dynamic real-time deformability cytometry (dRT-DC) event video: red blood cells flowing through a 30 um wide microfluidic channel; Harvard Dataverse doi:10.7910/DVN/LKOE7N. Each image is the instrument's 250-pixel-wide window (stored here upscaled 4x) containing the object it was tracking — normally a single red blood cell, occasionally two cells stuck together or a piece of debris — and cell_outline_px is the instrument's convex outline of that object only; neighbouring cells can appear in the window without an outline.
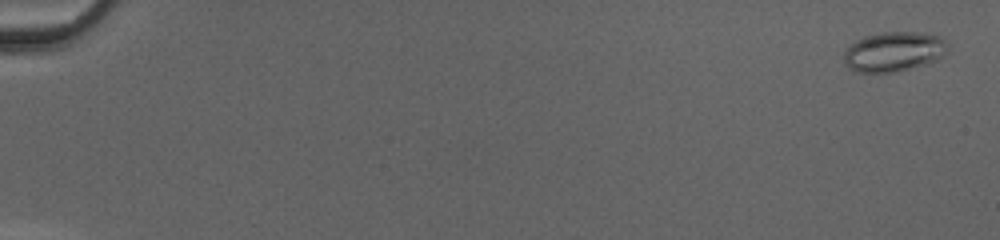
{"species": "common noctule bat (a hibernating species)", "species_latin": "Nyctalus noctula", "temperature_condition": "cold", "stored_images_in_passage": 51, "camera_frame_rate_fps": 3000, "um_per_image_px": 0.085, "animal": {"sex": "female", "body_mass_g": 20.0, "forearm_length_mm": 54.0}, "frame": {"image": 1, "passage_image": 2, "time_ms": 0.333, "image_size_px": [1000, 240], "cell_outline_px": [[948, 48], [936, 60], [924, 64], [892, 72], [856, 72], [844, 64], [844, 48], [856, 40], [864, 36], [880, 32], [916, 32], [940, 36], [948, 44]], "centroid_in_image_um": [75.91, 4.37], "position_along_channel_um": 9.1, "area_um2": 23.93}}
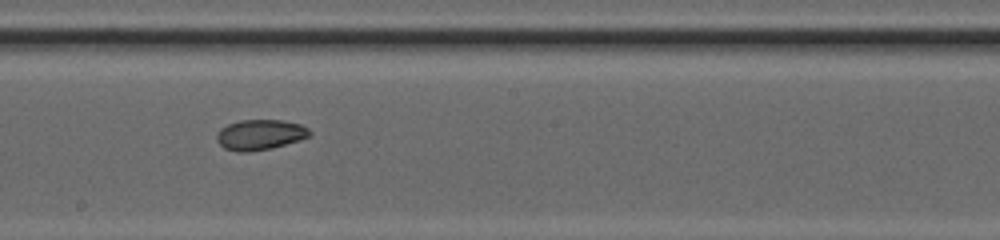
{"frame": {"image": 2, "passage_image": 31, "time_ms": 10.0, "image_size_px": [1000, 240], "cell_outline_px": [[312, 132], [308, 136], [300, 140], [272, 148], [248, 152], [236, 152], [224, 148], [216, 140], [216, 136], [220, 128], [228, 124], [240, 120], [284, 120], [300, 124], [308, 128]], "centroid_in_image_um": [22.09, 11.45], "position_along_channel_um": 226.1, "area_um2": 16.53}}
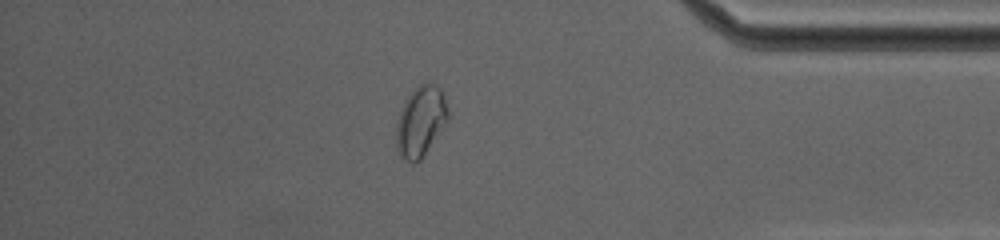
{"frame": {"image": 3, "passage_image": 45, "time_ms": 14.667, "image_size_px": [1000, 240], "cell_outline_px": [[448, 120], [420, 160], [412, 164], [404, 160], [400, 156], [396, 148], [396, 124], [404, 100], [420, 84], [428, 80], [436, 84], [440, 88], [444, 96], [448, 112]], "centroid_in_image_um": [35.74, 10.31], "position_along_channel_um": 399.5, "area_um2": 21.27}, "authors_computed_cell_mechanics": {"area_um2": 19.941, "velocity_mm_per_s": 4.2102, "shape_relaxation_time_tau1_ms": null, "shape_relaxation_time_tau2_ms": 3.6475, "deformation_change_tau1": null, "deformation_change_tau2": 0.0668}}